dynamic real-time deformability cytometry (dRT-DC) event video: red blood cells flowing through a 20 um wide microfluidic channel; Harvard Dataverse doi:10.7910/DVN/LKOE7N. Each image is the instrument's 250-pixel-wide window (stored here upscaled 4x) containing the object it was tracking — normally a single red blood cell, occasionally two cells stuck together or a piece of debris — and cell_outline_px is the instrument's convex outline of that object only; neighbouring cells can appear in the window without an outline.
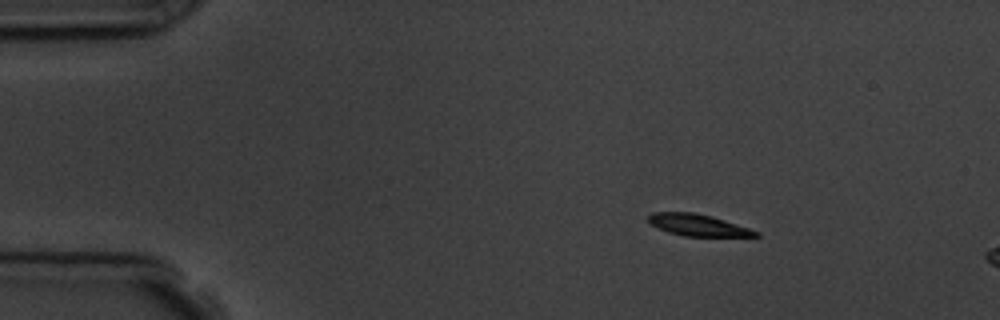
{"species": "common noctule bat (a hibernating species)", "species_latin": "Nyctalus noctula", "temperature_condition": "room temperature", "stored_images_in_passage": 3, "camera_frame_rate_fps": 3000, "um_per_image_px": 0.085, "animal": {"sex": "male", "body_mass_g": 19.5, "forearm_length_mm": 54.6}, "frame": {"image": 1, "passage_image": 1, "time_ms": 0.0, "image_size_px": [1000, 320], "cell_outline_px": [[760, 236], [684, 236], [668, 232], [648, 224], [648, 216], [652, 212], [692, 212], [712, 216], [760, 232]], "centroid_in_image_um": [59.27, 19.13], "position_along_channel_um": 25.7, "area_um2": 13.53}}